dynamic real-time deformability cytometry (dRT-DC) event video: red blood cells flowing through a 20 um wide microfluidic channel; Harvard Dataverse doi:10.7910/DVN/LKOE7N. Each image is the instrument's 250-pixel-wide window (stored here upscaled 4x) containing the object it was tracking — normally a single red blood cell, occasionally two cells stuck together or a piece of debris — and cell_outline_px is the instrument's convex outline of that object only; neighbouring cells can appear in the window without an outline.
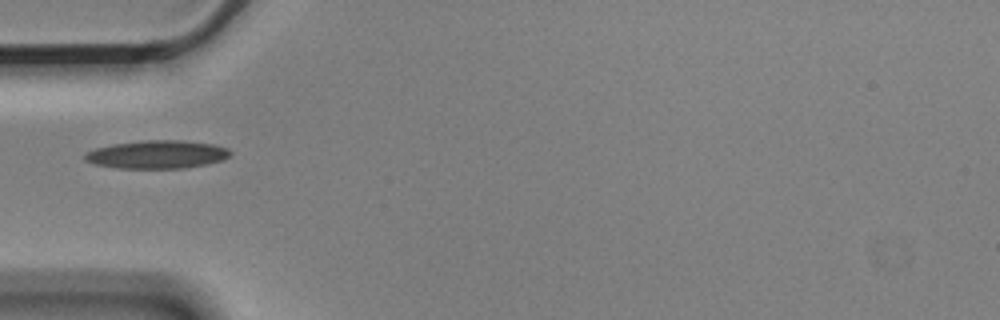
{"species": "Egyptian fruit bat (a non-hibernating species)", "species_latin": "Rousettus aegyptiacus", "temperature_condition": "cold", "stored_images_in_passage": 14, "camera_frame_rate_fps": 3000, "um_per_image_px": 0.085, "animal": {"sex": "male"}, "frame": {"image": 1, "passage_image": 4, "time_ms": 1.0, "image_size_px": [1000, 320], "cell_outline_px": [[232, 156], [224, 160], [184, 168], [120, 168], [96, 164], [84, 160], [84, 156], [88, 152], [96, 148], [112, 144], [144, 140], [184, 140], [216, 144], [228, 148], [232, 152]], "centroid_in_image_um": [13.42, 13.12], "position_along_channel_um": 71.6, "area_um2": 23.93}}
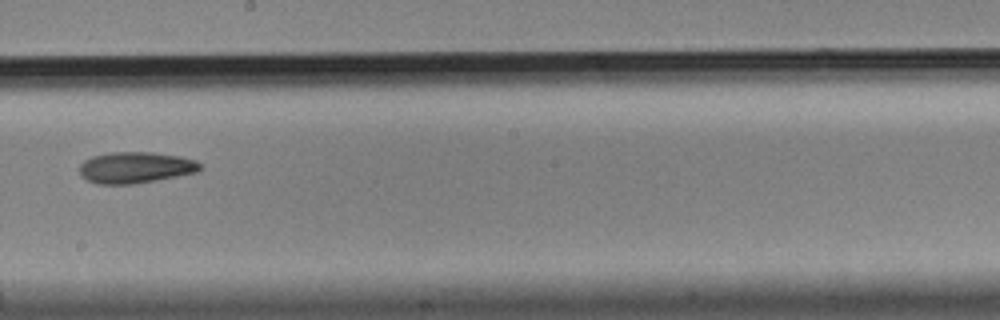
{"frame": {"image": 2, "passage_image": 8, "time_ms": 2.333, "image_size_px": [1000, 320], "cell_outline_px": [[204, 168], [196, 172], [156, 180], [132, 184], [96, 184], [84, 180], [80, 176], [80, 164], [84, 160], [92, 156], [112, 152], [152, 152], [180, 156], [196, 160]], "centroid_in_image_um": [11.49, 14.24], "position_along_channel_um": 236.7, "area_um2": 22.14}}
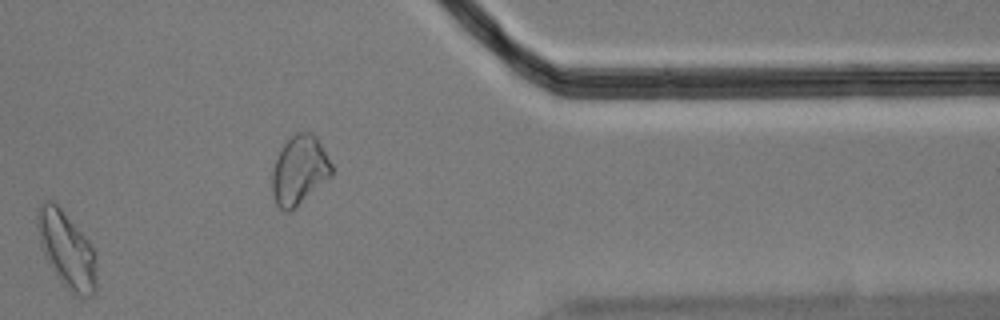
{"frame": {"image": 3, "passage_image": 12, "time_ms": 3.667, "image_size_px": [1000, 320], "cell_outline_px": [[96, 292], [92, 296], [80, 296], [72, 292], [56, 276], [40, 244], [36, 224], [36, 216], [40, 204], [44, 200], [52, 200], [60, 208], [92, 244], [96, 252]], "centroid_in_image_um": [5.69, 21.22], "position_along_channel_um": 405.7, "area_um2": 26.13}}